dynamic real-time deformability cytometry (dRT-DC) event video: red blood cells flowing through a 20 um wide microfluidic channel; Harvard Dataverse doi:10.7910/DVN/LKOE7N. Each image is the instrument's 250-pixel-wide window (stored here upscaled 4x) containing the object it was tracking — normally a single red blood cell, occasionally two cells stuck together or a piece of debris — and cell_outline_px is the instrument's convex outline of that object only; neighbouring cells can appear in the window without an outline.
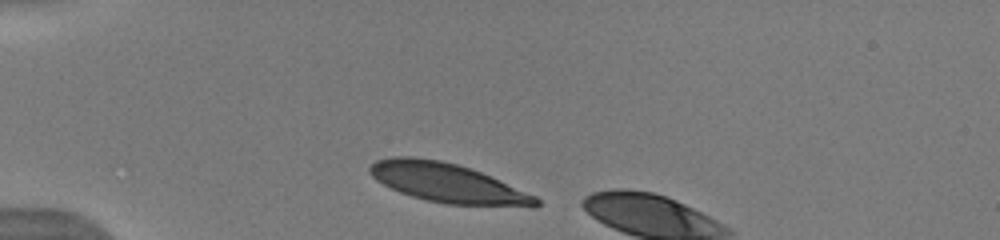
{"species": "human", "species_latin": "Homo sapiens", "temperature_condition": "warm", "stored_images_in_passage": 4, "camera_frame_rate_fps": 3000, "um_per_image_px": 0.085, "donor": {"sex": "male"}, "frame": {"image": 1, "passage_image": 1, "time_ms": 0.0, "image_size_px": [1000, 240], "cell_outline_px": [[540, 204], [532, 208], [448, 204], [428, 200], [412, 196], [400, 192], [376, 180], [368, 172], [368, 168], [376, 160], [392, 156], [412, 156], [440, 160], [456, 164], [480, 172], [536, 196], [540, 200]], "centroid_in_image_um": [38.06, 15.56], "position_along_channel_um": 46.9, "area_um2": 37.97}}